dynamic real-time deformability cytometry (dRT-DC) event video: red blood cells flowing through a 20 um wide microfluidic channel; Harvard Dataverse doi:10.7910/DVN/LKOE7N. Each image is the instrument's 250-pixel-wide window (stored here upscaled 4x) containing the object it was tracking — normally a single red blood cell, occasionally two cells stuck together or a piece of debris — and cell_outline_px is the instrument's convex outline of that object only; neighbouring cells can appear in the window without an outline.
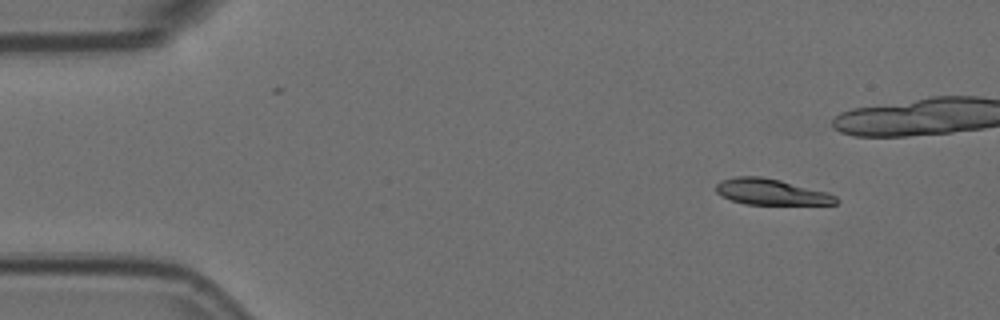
{"species": "Egyptian fruit bat (a non-hibernating species)", "species_latin": "Rousettus aegyptiacus", "temperature_condition": "room temperature", "stored_images_in_passage": 7, "camera_frame_rate_fps": 3000, "um_per_image_px": 0.085, "animal": {"sex": "female"}, "frame": {"image": 1, "passage_image": 1, "time_ms": 0.0, "image_size_px": [1000, 320], "cell_outline_px": [[840, 200], [836, 204], [744, 204], [720, 196], [716, 192], [716, 184], [720, 180], [736, 176], [760, 176], [780, 180], [828, 192], [836, 196]], "centroid_in_image_um": [65.53, 16.31], "position_along_channel_um": 19.5, "area_um2": 18.21}}
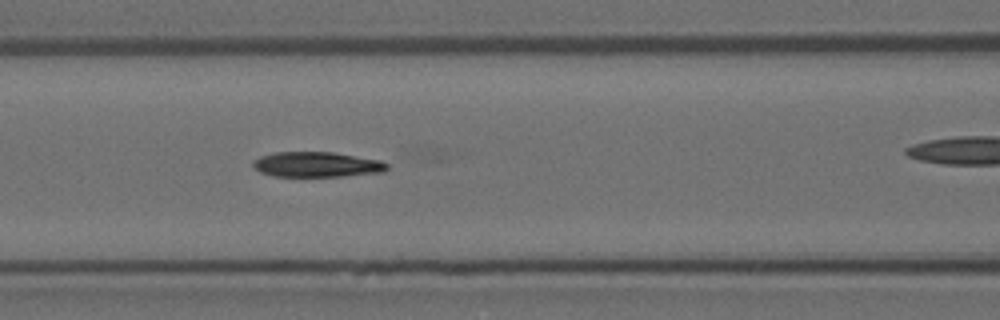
{"frame": {"image": 2, "passage_image": 6, "time_ms": 1.667, "image_size_px": [1000, 320], "cell_outline_px": [[388, 168], [384, 172], [344, 176], [272, 176], [260, 172], [252, 164], [252, 160], [260, 156], [276, 152], [332, 152], [380, 160], [388, 164]], "centroid_in_image_um": [26.92, 13.98], "position_along_channel_um": 139.7, "area_um2": 19.65}}